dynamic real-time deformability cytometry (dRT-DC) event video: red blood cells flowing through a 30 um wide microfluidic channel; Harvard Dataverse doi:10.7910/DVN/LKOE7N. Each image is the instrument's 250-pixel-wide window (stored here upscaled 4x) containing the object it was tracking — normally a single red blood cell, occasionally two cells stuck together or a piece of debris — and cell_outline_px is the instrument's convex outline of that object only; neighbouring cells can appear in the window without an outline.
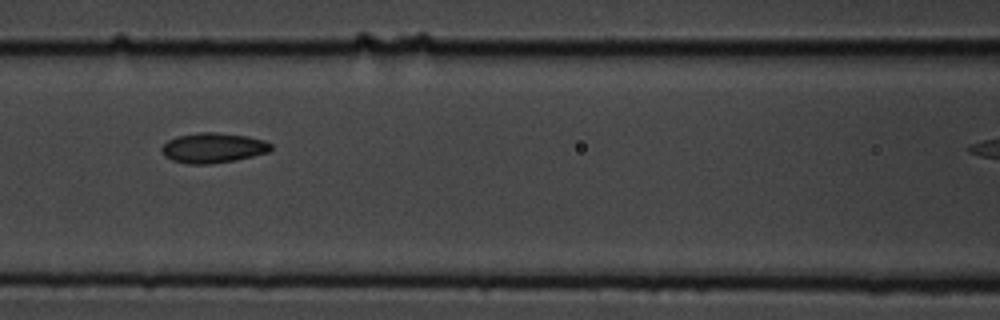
{"species": "common noctule bat (a hibernating species)", "species_latin": "Nyctalus noctula", "temperature_condition": "cold", "stored_images_in_passage": 15, "camera_frame_rate_fps": 3000, "um_per_image_px": 0.085, "animal": {"sex": "male", "body_mass_g": 19.5, "forearm_length_mm": 54.6}, "frame": {"image": 1, "passage_image": 6, "time_ms": 1.667, "image_size_px": [1000, 320], "cell_outline_px": [[272, 148], [268, 152], [252, 156], [232, 160], [208, 164], [188, 164], [172, 160], [164, 156], [160, 148], [168, 140], [176, 136], [196, 132], [216, 132], [248, 136], [264, 140], [272, 144]], "centroid_in_image_um": [18.08, 12.55], "position_along_channel_um": 148.5, "area_um2": 19.13}}
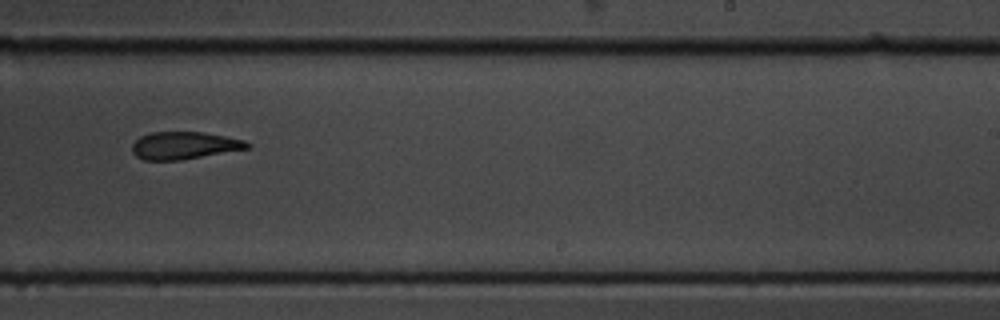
{"frame": {"image": 2, "passage_image": 10, "time_ms": 3.0, "image_size_px": [1000, 320], "cell_outline_px": [[252, 144], [248, 148], [180, 160], [144, 160], [136, 156], [132, 152], [132, 144], [140, 136], [152, 132], [204, 132], [244, 140]], "centroid_in_image_um": [15.63, 12.36], "position_along_channel_um": 273.4, "area_um2": 18.26}}
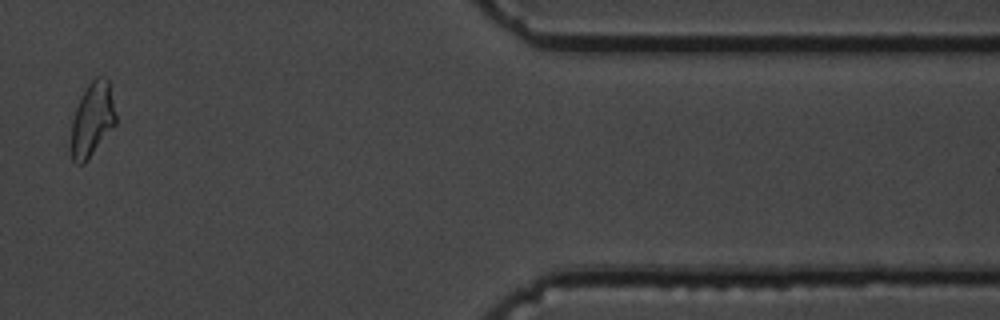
{"frame": {"image": 3, "passage_image": 14, "time_ms": 4.333, "image_size_px": [1000, 320], "cell_outline_px": [[116, 124], [88, 160], [84, 164], [76, 164], [72, 160], [68, 148], [72, 120], [76, 108], [88, 84], [96, 76], [100, 76], [108, 80], [116, 116]], "centroid_in_image_um": [7.8, 10.24], "position_along_channel_um": 403.6, "area_um2": 19.54}}